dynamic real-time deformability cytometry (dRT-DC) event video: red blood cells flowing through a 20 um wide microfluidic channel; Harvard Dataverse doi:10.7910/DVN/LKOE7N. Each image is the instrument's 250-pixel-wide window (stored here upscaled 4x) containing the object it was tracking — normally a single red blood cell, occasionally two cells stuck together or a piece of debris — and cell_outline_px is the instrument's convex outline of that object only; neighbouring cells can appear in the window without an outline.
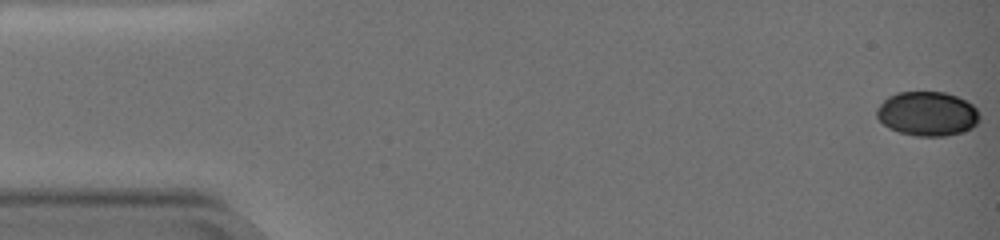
{"species": "common noctule bat (a hibernating species)", "species_latin": "Nyctalus noctula", "temperature_condition": "warm", "stored_images_in_passage": 62, "camera_frame_rate_fps": 3000, "um_per_image_px": 0.085, "animal": {"sex": "female", "body_mass_g": 19.0, "forearm_length_mm": 51.5}, "frame": {"image": 1, "passage_image": 1, "time_ms": 0.0, "image_size_px": [1000, 240], "cell_outline_px": [[980, 120], [972, 128], [960, 132], [944, 136], [916, 136], [900, 132], [888, 128], [876, 116], [876, 108], [888, 96], [896, 92], [944, 92], [956, 96], [972, 104], [980, 112]], "centroid_in_image_um": [78.82, 9.66], "position_along_channel_um": 6.2, "area_um2": 26.65}}
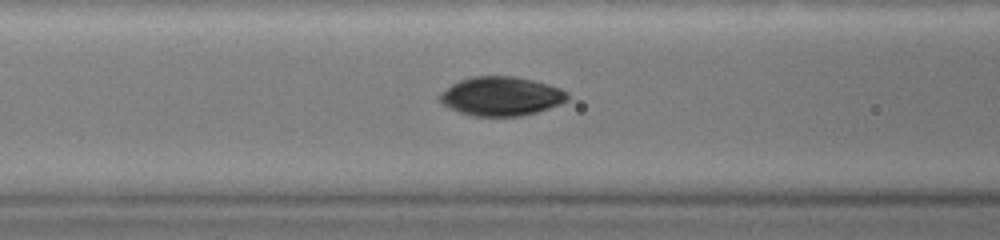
{"frame": {"image": 2, "passage_image": 26, "time_ms": 8.333, "image_size_px": [1000, 240], "cell_outline_px": [[568, 100], [560, 104], [536, 112], [520, 116], [472, 116], [448, 108], [440, 100], [440, 96], [452, 84], [460, 80], [472, 76], [516, 76], [548, 84], [560, 88], [568, 92]], "centroid_in_image_um": [42.63, 8.18], "position_along_channel_um": 124.0, "area_um2": 28.84}}
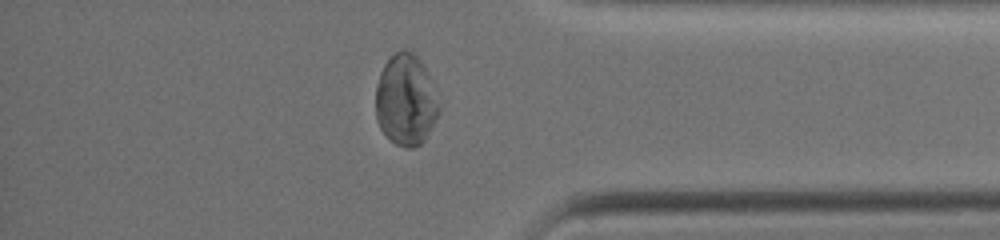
{"frame": {"image": 3, "passage_image": 53, "time_ms": 17.333, "image_size_px": [1000, 240], "cell_outline_px": [[440, 112], [436, 120], [424, 140], [420, 144], [412, 148], [404, 148], [396, 144], [380, 128], [376, 120], [376, 88], [380, 72], [384, 64], [396, 52], [404, 48], [412, 52], [420, 60], [428, 76], [440, 104]], "centroid_in_image_um": [34.49, 8.52], "position_along_channel_um": 400.7, "area_um2": 33.41}, "authors_computed_cell_mechanics": {"area_um2": 28.5243, "velocity_mm_per_s": 3.1434, "shape_relaxation_time_tau1_ms": 7.2357, "shape_relaxation_time_tau2_ms": 1.8164, "deformation_change_tau1": 0.2493, "deformation_change_tau2": 0.0278}}